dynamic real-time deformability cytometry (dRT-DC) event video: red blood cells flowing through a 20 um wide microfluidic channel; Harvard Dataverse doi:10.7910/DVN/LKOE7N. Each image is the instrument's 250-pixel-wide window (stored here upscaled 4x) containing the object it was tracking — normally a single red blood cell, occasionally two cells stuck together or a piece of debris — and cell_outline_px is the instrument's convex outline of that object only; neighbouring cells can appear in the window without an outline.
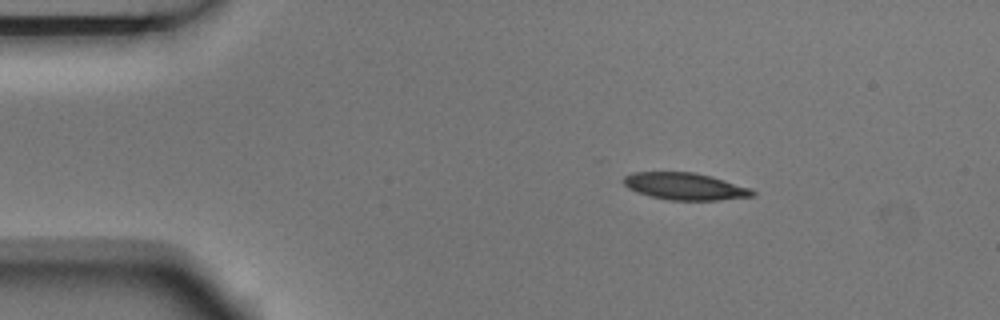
{"species": "Egyptian fruit bat (a non-hibernating species)", "species_latin": "Rousettus aegyptiacus", "temperature_condition": "room temperature", "stored_images_in_passage": 4, "camera_frame_rate_fps": 3000, "um_per_image_px": 0.085, "animal": {"sex": "male"}, "frame": {"image": 1, "passage_image": 2, "time_ms": 0.333, "image_size_px": [1000, 320], "cell_outline_px": [[756, 196], [720, 200], [672, 200], [652, 196], [636, 192], [628, 188], [624, 184], [624, 176], [632, 172], [696, 172], [712, 176], [752, 188], [756, 192]], "centroid_in_image_um": [58.28, 15.83], "position_along_channel_um": 26.7, "area_um2": 20.46}}